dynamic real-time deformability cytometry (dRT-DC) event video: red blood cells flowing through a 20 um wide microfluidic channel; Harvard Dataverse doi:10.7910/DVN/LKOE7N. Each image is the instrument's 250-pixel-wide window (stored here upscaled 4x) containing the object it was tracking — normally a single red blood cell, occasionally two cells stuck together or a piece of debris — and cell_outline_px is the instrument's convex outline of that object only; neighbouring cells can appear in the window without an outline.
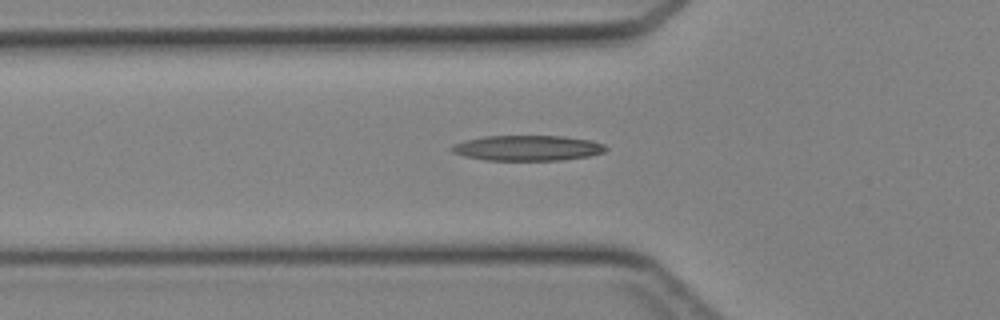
{"species": "Egyptian fruit bat (a non-hibernating species)", "species_latin": "Rousettus aegyptiacus", "temperature_condition": "cold", "stored_images_in_passage": 32, "camera_frame_rate_fps": 3000, "um_per_image_px": 0.085, "animal": {"sex": "female"}, "frame": {"image": 1, "passage_image": 7, "time_ms": 2.0, "image_size_px": [1000, 320], "cell_outline_px": [[608, 148], [604, 152], [588, 156], [560, 160], [484, 160], [464, 156], [452, 152], [448, 148], [452, 144], [464, 140], [484, 136], [564, 136], [592, 140], [604, 144]], "centroid_in_image_um": [44.8, 12.57], "position_along_channel_um": 81.0, "area_um2": 22.95}}
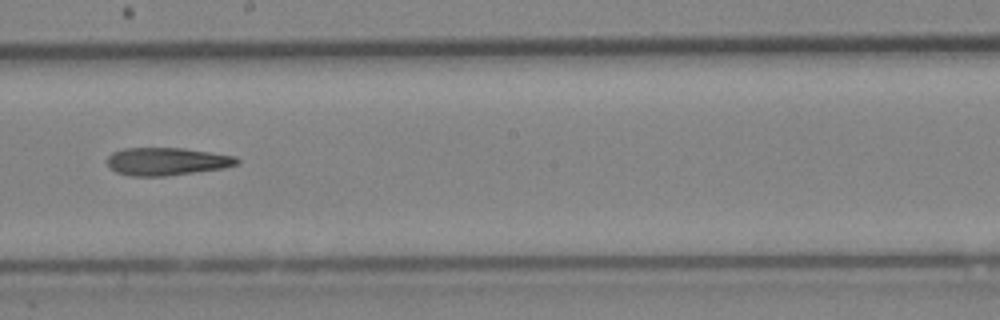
{"frame": {"image": 2, "passage_image": 17, "time_ms": 5.333, "image_size_px": [1000, 320], "cell_outline_px": [[240, 160], [236, 164], [224, 168], [164, 176], [128, 176], [116, 172], [108, 168], [108, 156], [112, 152], [124, 148], [184, 148], [236, 156]], "centroid_in_image_um": [14.14, 13.72], "position_along_channel_um": 234.1, "area_um2": 21.04}}
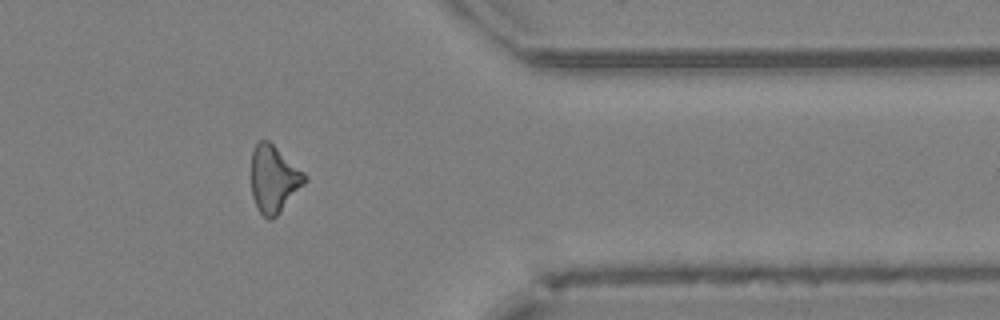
{"frame": {"image": 3, "passage_image": 28, "time_ms": 9.0, "image_size_px": [1000, 320], "cell_outline_px": [[308, 180], [280, 212], [272, 220], [268, 220], [256, 208], [252, 196], [252, 152], [256, 144], [260, 140], [268, 140], [304, 172], [308, 176]], "centroid_in_image_um": [23.28, 15.24], "position_along_channel_um": 388.1, "area_um2": 20.81}}